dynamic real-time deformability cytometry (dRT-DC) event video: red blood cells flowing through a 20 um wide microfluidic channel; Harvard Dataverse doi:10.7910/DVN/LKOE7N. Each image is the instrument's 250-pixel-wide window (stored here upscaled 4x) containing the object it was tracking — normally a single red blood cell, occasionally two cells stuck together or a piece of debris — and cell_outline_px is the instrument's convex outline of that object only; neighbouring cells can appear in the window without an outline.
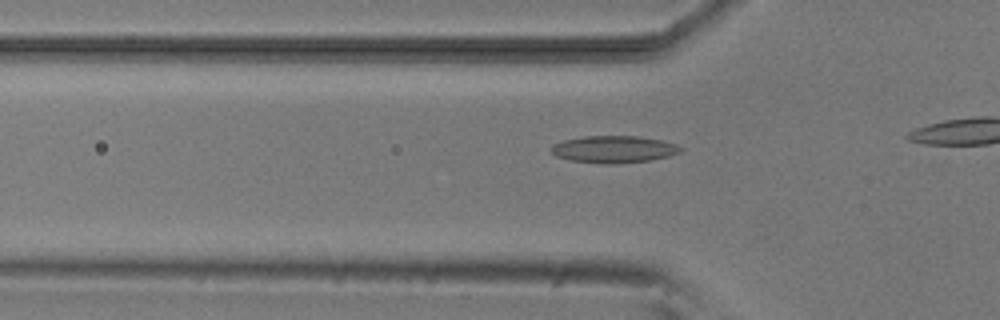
{"species": "common noctule bat (a hibernating species)", "species_latin": "Nyctalus noctula", "temperature_condition": "room temperature", "stored_images_in_passage": 3, "segment_of_instrument_passage": [2, 2], "camera_frame_rate_fps": 3000, "um_per_image_px": 0.085, "animal": {"sex": "male", "body_mass_g": 20.5, "forearm_length_mm": 52.5}, "frame": {"image": 1, "passage_image": 3, "time_ms": 2.333, "image_size_px": [1000, 320], "cell_outline_px": [[684, 148], [680, 152], [668, 156], [652, 160], [608, 164], [604, 164], [568, 160], [556, 156], [552, 152], [552, 144], [564, 140], [584, 136], [640, 136], [660, 140], [676, 144]], "centroid_in_image_um": [52.17, 12.69], "position_along_channel_um": 73.6, "area_um2": 20.4}}